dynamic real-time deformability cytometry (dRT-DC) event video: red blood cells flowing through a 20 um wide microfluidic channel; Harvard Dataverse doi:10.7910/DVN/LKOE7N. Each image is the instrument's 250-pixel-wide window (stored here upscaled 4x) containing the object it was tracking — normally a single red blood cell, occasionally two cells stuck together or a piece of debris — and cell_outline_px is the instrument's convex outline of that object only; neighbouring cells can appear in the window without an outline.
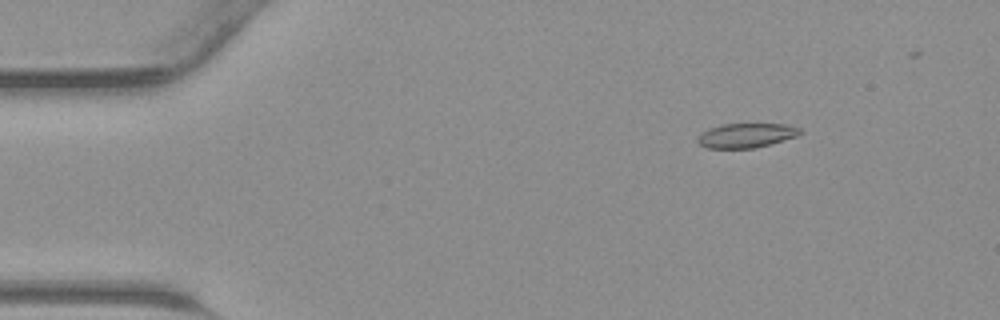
{"species": "common noctule bat (a hibernating species)", "species_latin": "Nyctalus noctula", "temperature_condition": "warm", "stored_images_in_passage": 39, "camera_frame_rate_fps": 3000, "um_per_image_px": 0.085, "animal": {"sex": "male", "body_mass_g": 23.1, "forearm_length_mm": 52.7}, "frame": {"image": 1, "passage_image": 6, "time_ms": 1.667, "image_size_px": [1000, 320], "cell_outline_px": [[800, 132], [796, 136], [768, 144], [752, 148], [708, 148], [700, 144], [696, 140], [708, 128], [720, 124], [784, 124], [800, 128]], "centroid_in_image_um": [63.39, 11.5], "position_along_channel_um": 21.6, "area_um2": 14.22}}
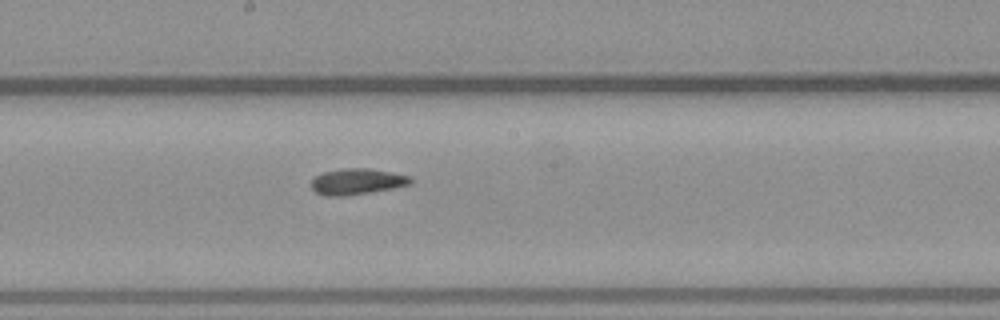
{"frame": {"image": 2, "passage_image": 24, "time_ms": 7.667, "image_size_px": [1000, 320], "cell_outline_px": [[412, 184], [392, 188], [344, 196], [324, 196], [316, 192], [312, 188], [312, 180], [316, 176], [324, 172], [344, 168], [368, 168], [392, 172], [412, 176]], "centroid_in_image_um": [30.37, 15.42], "position_along_channel_um": 217.8, "area_um2": 14.97}}
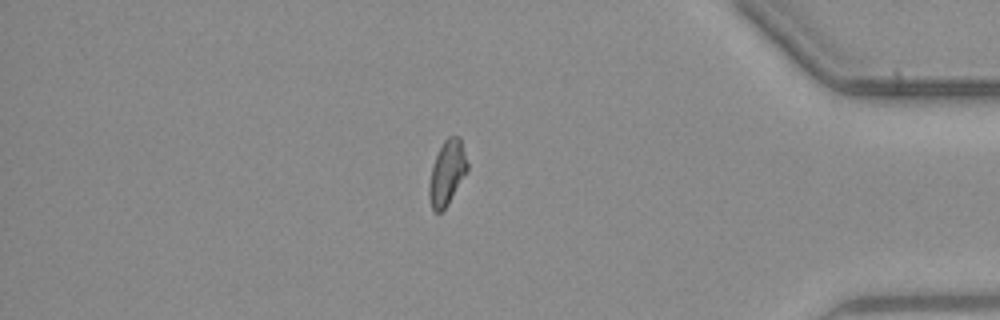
{"frame": {"image": 3, "passage_image": 38, "time_ms": 12.333, "image_size_px": [1000, 320], "cell_outline_px": [[468, 172], [448, 204], [440, 212], [436, 212], [432, 208], [428, 196], [428, 184], [432, 168], [436, 156], [444, 140], [448, 136], [460, 136], [468, 164]], "centroid_in_image_um": [38.01, 14.69], "position_along_channel_um": 397.2, "area_um2": 14.45}}